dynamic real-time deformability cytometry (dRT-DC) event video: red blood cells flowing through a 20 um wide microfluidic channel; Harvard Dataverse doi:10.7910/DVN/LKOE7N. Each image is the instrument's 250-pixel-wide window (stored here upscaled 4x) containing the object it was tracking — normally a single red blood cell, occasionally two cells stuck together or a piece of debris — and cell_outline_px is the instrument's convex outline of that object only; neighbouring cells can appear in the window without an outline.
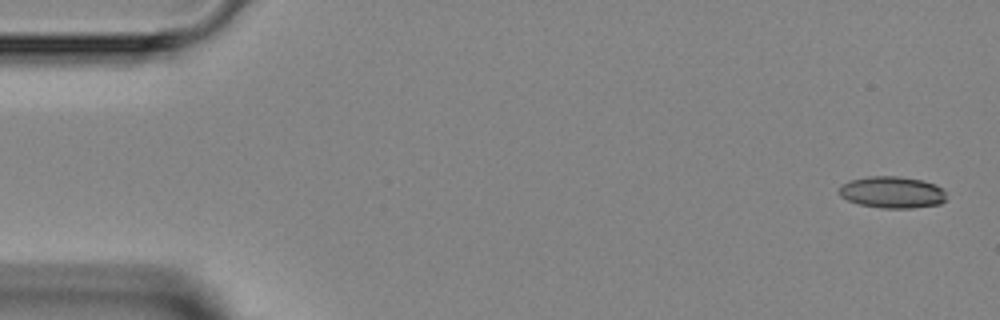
{"species": "Egyptian fruit bat (a non-hibernating species)", "species_latin": "Rousettus aegyptiacus", "temperature_condition": "room temperature", "stored_images_in_passage": 5, "camera_frame_rate_fps": 3000, "um_per_image_px": 0.085, "animal": {"sex": "female"}, "frame": {"image": 1, "passage_image": 1, "time_ms": 0.0, "image_size_px": [1000, 320], "cell_outline_px": [[944, 200], [940, 204], [912, 208], [880, 208], [860, 204], [848, 200], [840, 196], [840, 184], [848, 180], [868, 176], [900, 176], [924, 180], [936, 184], [944, 188]], "centroid_in_image_um": [75.83, 16.33], "position_along_channel_um": 9.2, "area_um2": 20.0}}
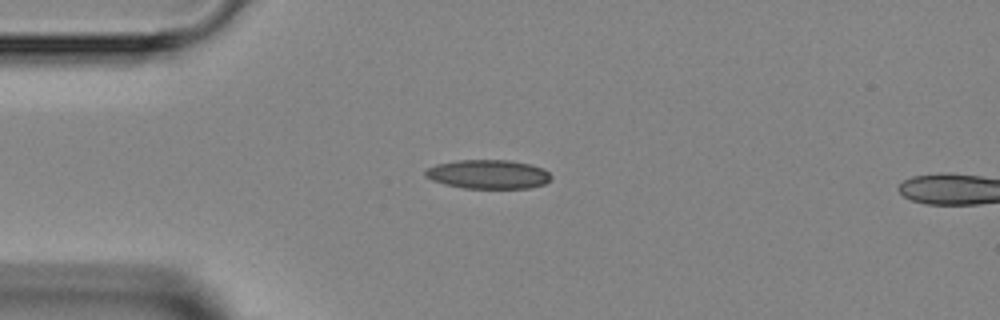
{"frame": {"image": 2, "passage_image": 3, "time_ms": 3.333, "image_size_px": [1000, 320], "cell_outline_px": [[552, 176], [544, 184], [528, 188], [464, 188], [444, 184], [432, 180], [424, 176], [424, 172], [428, 168], [436, 164], [456, 160], [508, 160], [532, 164], [544, 168]], "centroid_in_image_um": [41.49, 14.8], "position_along_channel_um": 43.5, "area_um2": 21.33}}
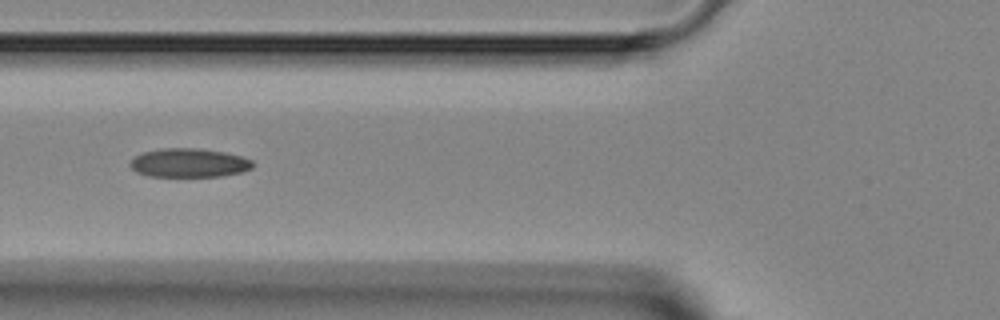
{"frame": {"image": 3, "passage_image": 5, "time_ms": 5.333, "image_size_px": [1000, 320], "cell_outline_px": [[252, 168], [244, 172], [220, 176], [148, 176], [136, 172], [128, 164], [136, 156], [144, 152], [164, 148], [196, 148], [224, 152], [240, 156], [252, 160]], "centroid_in_image_um": [16.07, 13.85], "position_along_channel_um": 109.7, "area_um2": 20.46}}